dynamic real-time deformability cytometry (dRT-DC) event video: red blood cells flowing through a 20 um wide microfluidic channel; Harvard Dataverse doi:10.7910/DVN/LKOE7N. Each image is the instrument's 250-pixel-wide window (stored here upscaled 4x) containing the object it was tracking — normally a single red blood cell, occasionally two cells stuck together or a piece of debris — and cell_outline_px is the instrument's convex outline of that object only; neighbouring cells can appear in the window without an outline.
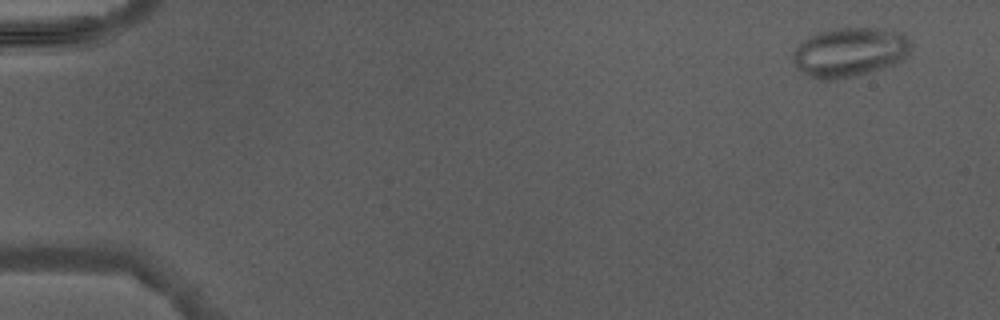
{"species": "Egyptian fruit bat (a non-hibernating species)", "species_latin": "Rousettus aegyptiacus", "temperature_condition": "warm", "stored_images_in_passage": 5, "camera_frame_rate_fps": 3000, "um_per_image_px": 0.085, "animal": {"sex": "male"}, "frame": {"image": 1, "passage_image": 1, "time_ms": 0.0, "image_size_px": [1000, 320], "cell_outline_px": [[908, 52], [904, 60], [856, 76], [812, 76], [804, 72], [792, 60], [792, 52], [804, 40], [820, 32], [836, 28], [880, 28], [904, 32], [908, 36]], "centroid_in_image_um": [72.28, 4.37], "position_along_channel_um": 12.7, "area_um2": 32.66}}